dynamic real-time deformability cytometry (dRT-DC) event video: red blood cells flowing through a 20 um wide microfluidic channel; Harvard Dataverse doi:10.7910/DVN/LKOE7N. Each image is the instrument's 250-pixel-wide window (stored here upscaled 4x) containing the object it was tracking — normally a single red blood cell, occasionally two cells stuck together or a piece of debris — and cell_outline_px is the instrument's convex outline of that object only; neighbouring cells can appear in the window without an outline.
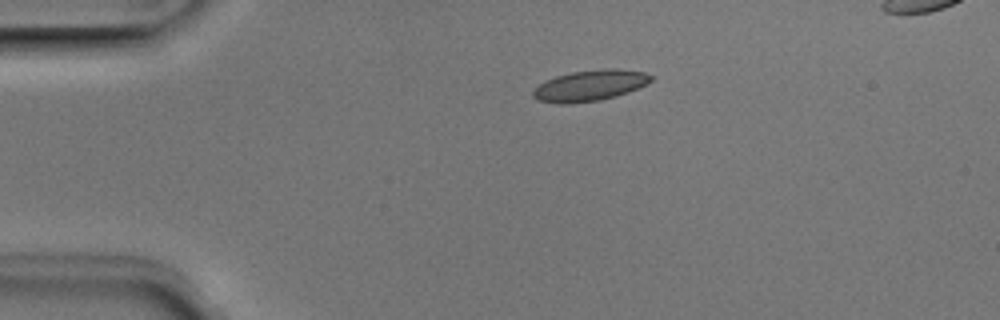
{"species": "Egyptian fruit bat (a non-hibernating species)", "species_latin": "Rousettus aegyptiacus", "temperature_condition": "room temperature", "stored_images_in_passage": 2, "camera_frame_rate_fps": 3000, "um_per_image_px": 0.085, "animal": {"sex": "male"}, "frame": {"image": 1, "passage_image": 1, "time_ms": 0.0, "image_size_px": [1000, 320], "cell_outline_px": [[652, 80], [628, 92], [616, 96], [600, 100], [568, 104], [560, 104], [536, 100], [532, 96], [532, 92], [544, 80], [556, 76], [572, 72], [604, 68], [612, 68], [644, 72], [652, 76]], "centroid_in_image_um": [50.09, 7.27], "position_along_channel_um": 34.9, "area_um2": 21.15}}